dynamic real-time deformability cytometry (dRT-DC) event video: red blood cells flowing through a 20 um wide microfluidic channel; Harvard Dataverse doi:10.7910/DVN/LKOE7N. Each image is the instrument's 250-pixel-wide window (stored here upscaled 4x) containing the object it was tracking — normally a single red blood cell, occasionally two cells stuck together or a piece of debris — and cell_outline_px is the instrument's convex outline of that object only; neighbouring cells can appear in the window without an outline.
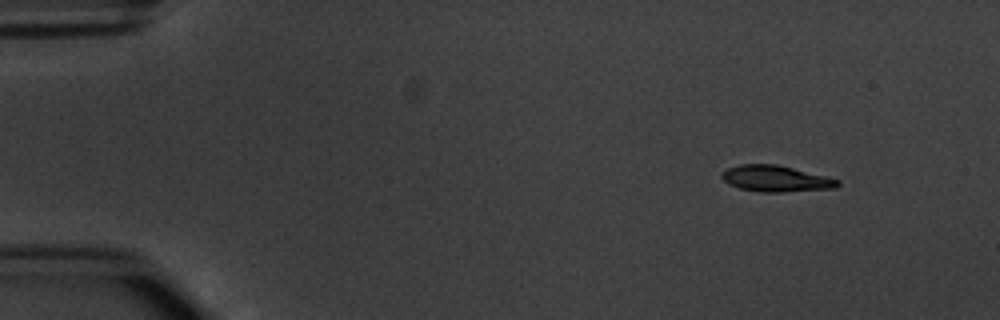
{"species": "common noctule bat (a hibernating species)", "species_latin": "Nyctalus noctula", "temperature_condition": "warm", "stored_images_in_passage": 5, "camera_frame_rate_fps": 3000, "um_per_image_px": 0.085, "animal": {"sex": "male", "body_mass_g": 20.1, "forearm_length_mm": 53.5}, "frame": {"image": 1, "passage_image": 1, "time_ms": 0.0, "image_size_px": [1000, 320], "cell_outline_px": [[840, 184], [836, 188], [780, 192], [760, 192], [740, 188], [728, 184], [720, 176], [720, 172], [728, 168], [740, 164], [776, 164], [840, 180]], "centroid_in_image_um": [65.9, 15.18], "position_along_channel_um": 19.1, "area_um2": 17.57}}
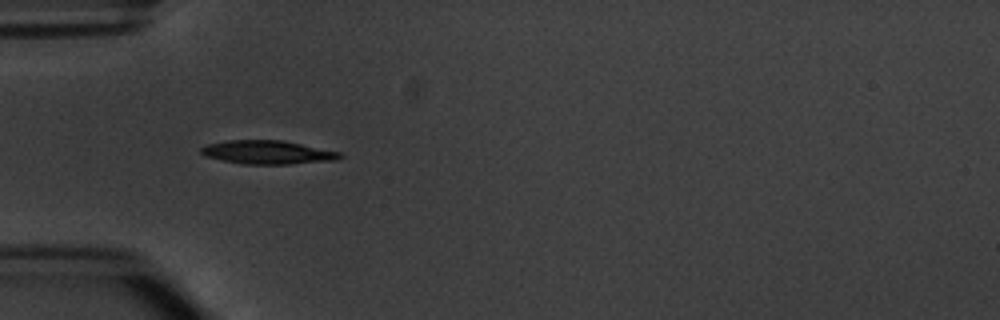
{"frame": {"image": 2, "passage_image": 4, "time_ms": 3.667, "image_size_px": [1000, 320], "cell_outline_px": [[344, 156], [336, 160], [288, 164], [244, 164], [204, 156], [200, 152], [200, 148], [208, 144], [228, 140], [284, 140], [340, 152]], "centroid_in_image_um": [22.76, 12.94], "position_along_channel_um": 62.2, "area_um2": 19.02}}